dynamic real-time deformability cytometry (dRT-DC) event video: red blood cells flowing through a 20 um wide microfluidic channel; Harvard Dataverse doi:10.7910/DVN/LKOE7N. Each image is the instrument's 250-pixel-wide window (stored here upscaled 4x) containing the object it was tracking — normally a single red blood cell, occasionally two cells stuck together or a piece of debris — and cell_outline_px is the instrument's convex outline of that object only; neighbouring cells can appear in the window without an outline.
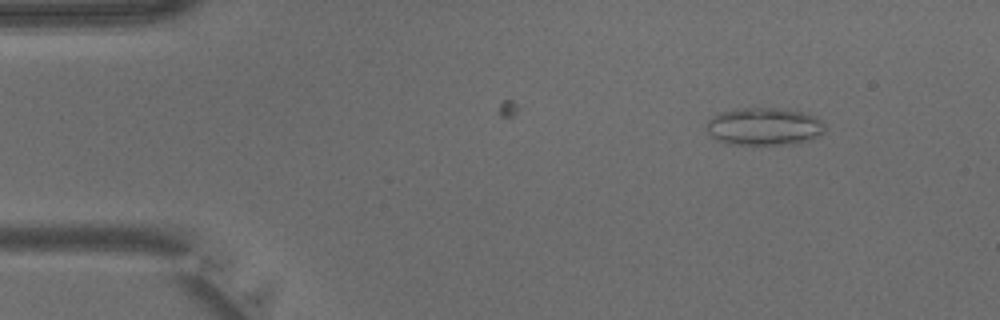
{"species": "common noctule bat (a hibernating species)", "species_latin": "Nyctalus noctula", "temperature_condition": "warm", "stored_images_in_passage": 8, "camera_frame_rate_fps": 3000, "um_per_image_px": 0.085, "animal": {"sex": "male", "body_mass_g": 15.6}, "frame": {"image": 1, "passage_image": 2, "time_ms": 0.333, "image_size_px": [1000, 320], "cell_outline_px": [[824, 128], [820, 136], [796, 144], [728, 144], [716, 140], [708, 132], [708, 120], [712, 116], [724, 112], [744, 108], [776, 108], [804, 112], [816, 116], [824, 124]], "centroid_in_image_um": [64.98, 10.76], "position_along_channel_um": 20.0, "area_um2": 25.78}}